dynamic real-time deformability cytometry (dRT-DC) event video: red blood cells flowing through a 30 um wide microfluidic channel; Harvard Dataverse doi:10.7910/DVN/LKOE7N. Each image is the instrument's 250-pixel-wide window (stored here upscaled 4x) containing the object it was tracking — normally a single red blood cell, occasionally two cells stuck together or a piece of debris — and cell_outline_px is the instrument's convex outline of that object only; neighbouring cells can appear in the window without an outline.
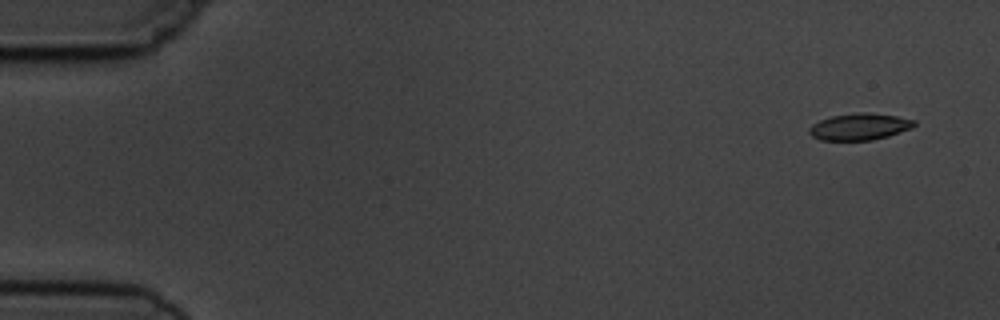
{"species": "common noctule bat (a hibernating species)", "species_latin": "Nyctalus noctula", "temperature_condition": "cold", "stored_images_in_passage": 6, "camera_frame_rate_fps": 3000, "um_per_image_px": 0.085, "animal": {"sex": "male", "body_mass_g": 19.5, "forearm_length_mm": 54.6}, "frame": {"image": 1, "passage_image": 1, "time_ms": 0.0, "image_size_px": [1000, 320], "cell_outline_px": [[916, 124], [912, 128], [888, 136], [872, 140], [820, 140], [812, 136], [808, 132], [808, 128], [812, 124], [820, 120], [832, 116], [856, 112], [868, 112], [896, 116], [916, 120]], "centroid_in_image_um": [73.06, 10.76], "position_along_channel_um": 11.9, "area_um2": 16.42}}
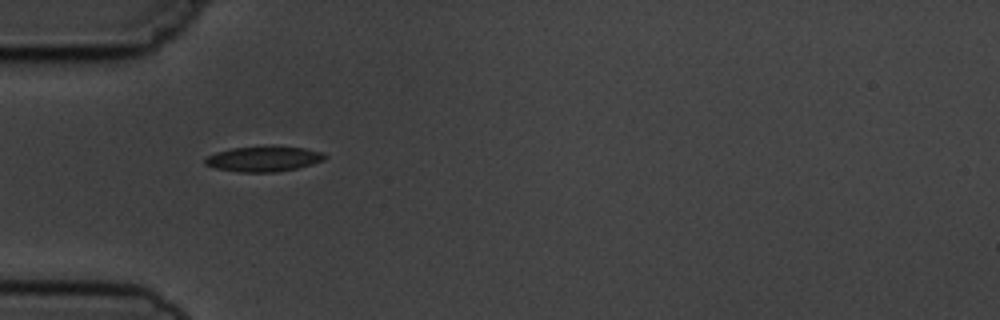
{"frame": {"image": 2, "passage_image": 5, "time_ms": 4.667, "image_size_px": [1000, 320], "cell_outline_px": [[328, 156], [324, 160], [312, 164], [296, 168], [276, 172], [240, 172], [216, 168], [204, 164], [204, 156], [216, 152], [232, 148], [272, 144], [304, 148], [324, 152]], "centroid_in_image_um": [22.42, 13.47], "position_along_channel_um": 62.6, "area_um2": 18.21}}
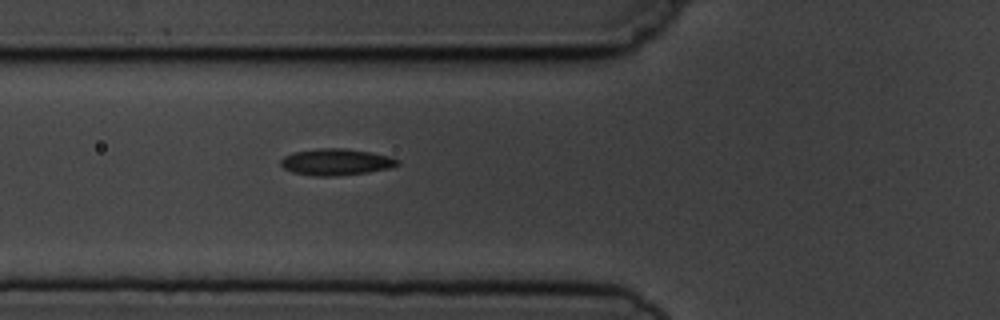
{"frame": {"image": 3, "passage_image": 6, "time_ms": 5.667, "image_size_px": [1000, 320], "cell_outline_px": [[400, 164], [392, 168], [368, 172], [332, 176], [316, 176], [292, 172], [284, 168], [280, 164], [280, 160], [284, 156], [292, 152], [320, 148], [344, 148], [372, 152], [392, 156], [400, 160]], "centroid_in_image_um": [28.6, 13.76], "position_along_channel_um": 97.2, "area_um2": 18.26}}